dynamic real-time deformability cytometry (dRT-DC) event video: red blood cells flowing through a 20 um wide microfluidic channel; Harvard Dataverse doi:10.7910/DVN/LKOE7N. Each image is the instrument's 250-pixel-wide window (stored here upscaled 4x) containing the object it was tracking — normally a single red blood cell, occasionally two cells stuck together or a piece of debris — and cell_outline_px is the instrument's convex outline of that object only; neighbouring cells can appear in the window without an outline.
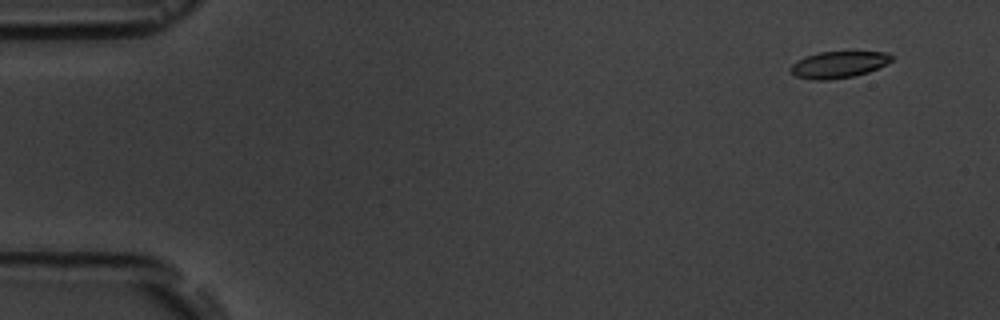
{"species": "common noctule bat (a hibernating species)", "species_latin": "Nyctalus noctula", "temperature_condition": "room temperature", "stored_images_in_passage": 6, "camera_frame_rate_fps": 3000, "um_per_image_px": 0.085, "animal": {"sex": "male", "body_mass_g": 19.5, "forearm_length_mm": 54.6}, "frame": {"image": 1, "passage_image": 2, "time_ms": 1.0, "image_size_px": [1000, 320], "cell_outline_px": [[892, 60], [868, 72], [852, 76], [828, 80], [816, 80], [796, 76], [788, 68], [796, 60], [804, 56], [820, 52], [888, 52], [892, 56]], "centroid_in_image_um": [71.22, 5.48], "position_along_channel_um": 13.8, "area_um2": 15.49}}
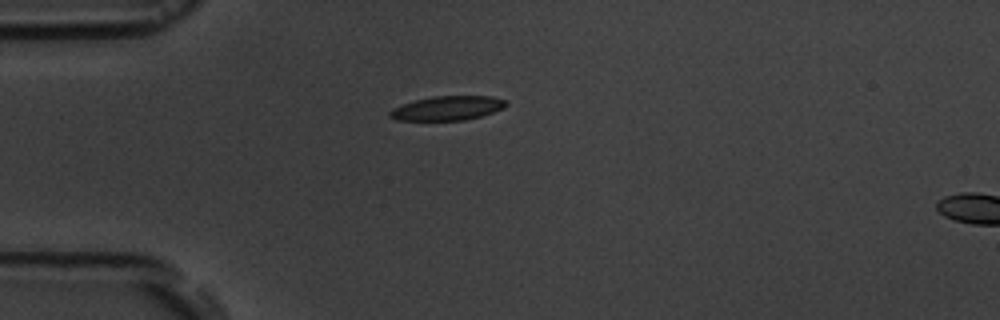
{"frame": {"image": 2, "passage_image": 5, "time_ms": 4.667, "image_size_px": [1000, 320], "cell_outline_px": [[508, 104], [504, 108], [480, 116], [464, 120], [396, 120], [388, 116], [388, 112], [392, 108], [416, 100], [432, 96], [492, 96], [504, 100]], "centroid_in_image_um": [38.01, 9.19], "position_along_channel_um": 47.0, "area_um2": 16.3}}